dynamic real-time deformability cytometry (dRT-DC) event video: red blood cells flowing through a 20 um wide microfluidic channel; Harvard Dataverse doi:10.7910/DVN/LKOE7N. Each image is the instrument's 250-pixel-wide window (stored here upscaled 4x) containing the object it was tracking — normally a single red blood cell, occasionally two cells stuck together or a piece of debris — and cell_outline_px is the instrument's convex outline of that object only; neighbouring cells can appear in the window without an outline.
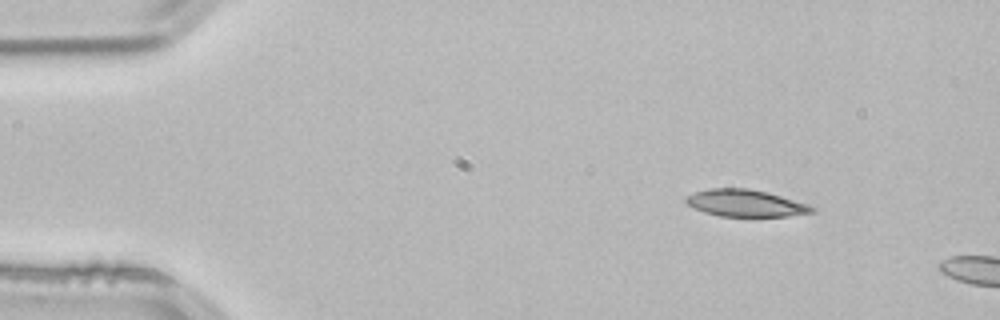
{"species": "common noctule bat (a hibernating species)", "species_latin": "Nyctalus noctula", "temperature_condition": "room temperature", "stored_images_in_passage": 4, "camera_frame_rate_fps": 3000, "um_per_image_px": 0.085, "animal": {"sex": "male", "body_mass_g": 21.5, "forearm_length_mm": 52.0}, "frame": {"image": 1, "passage_image": 1, "time_ms": 0.0, "image_size_px": [1000, 320], "cell_outline_px": [[816, 212], [788, 216], [720, 216], [704, 212], [692, 208], [684, 200], [688, 196], [696, 192], [708, 188], [748, 188], [768, 192], [808, 204], [816, 208]], "centroid_in_image_um": [63.39, 17.27], "position_along_channel_um": 21.6, "area_um2": 19.83}}